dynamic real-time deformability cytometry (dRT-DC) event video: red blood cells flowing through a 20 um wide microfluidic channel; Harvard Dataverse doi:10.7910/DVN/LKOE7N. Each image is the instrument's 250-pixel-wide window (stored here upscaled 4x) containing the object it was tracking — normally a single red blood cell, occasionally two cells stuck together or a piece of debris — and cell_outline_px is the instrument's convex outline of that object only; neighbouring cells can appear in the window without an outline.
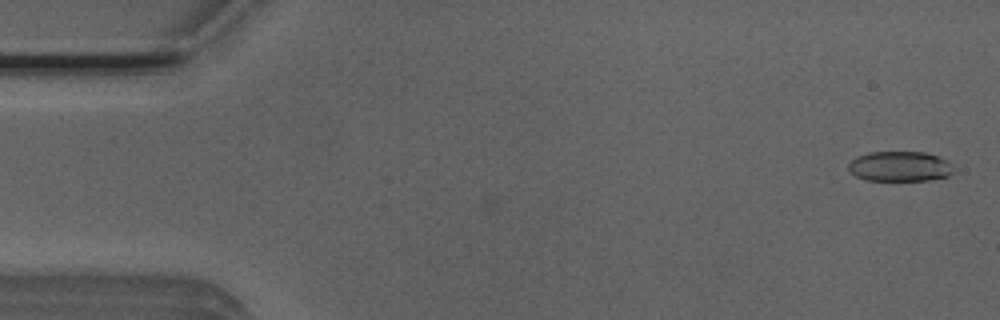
{"species": "Egyptian fruit bat (a non-hibernating species)", "species_latin": "Rousettus aegyptiacus", "temperature_condition": "room temperature", "stored_images_in_passage": 2, "camera_frame_rate_fps": 3000, "um_per_image_px": 0.085, "animal": {"sex": "male"}, "frame": {"image": 1, "passage_image": 2, "time_ms": 0.333, "image_size_px": [1000, 320], "cell_outline_px": [[952, 172], [948, 176], [928, 180], [868, 180], [856, 176], [848, 168], [848, 164], [856, 156], [868, 152], [924, 152], [948, 160], [952, 164]], "centroid_in_image_um": [76.48, 14.13], "position_along_channel_um": 8.5, "area_um2": 18.32}}